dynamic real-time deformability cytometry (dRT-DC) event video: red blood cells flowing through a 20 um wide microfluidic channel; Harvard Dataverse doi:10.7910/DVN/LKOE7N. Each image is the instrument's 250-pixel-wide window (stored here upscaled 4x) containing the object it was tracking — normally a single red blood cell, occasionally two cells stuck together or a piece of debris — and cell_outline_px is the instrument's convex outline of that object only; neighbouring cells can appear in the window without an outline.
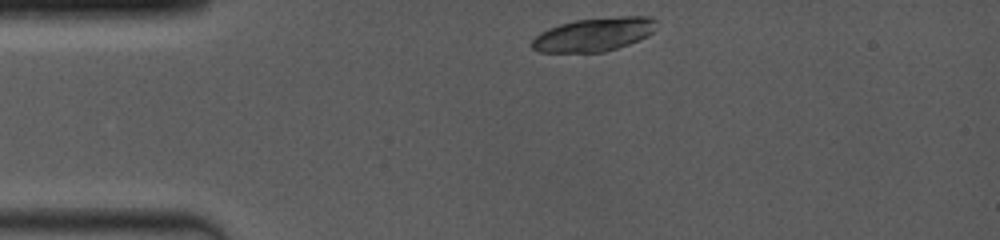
{"species": "common noctule bat (a hibernating species)", "species_latin": "Nyctalus noctula", "temperature_condition": "room temperature", "stored_images_in_passage": 4, "camera_frame_rate_fps": 4000, "um_per_image_px": 0.085, "animal": {"sex": "female", "body_mass_g": 19.0, "forearm_length_mm": 53.3}, "frame": {"image": 1, "passage_image": 1, "time_ms": 0.0, "image_size_px": [1000, 240], "cell_outline_px": [[656, 28], [648, 36], [628, 44], [604, 52], [540, 52], [532, 48], [532, 40], [540, 32], [548, 28], [560, 24], [576, 20], [620, 16], [652, 16], [656, 20]], "centroid_in_image_um": [50.5, 2.92], "position_along_channel_um": 34.5, "area_um2": 24.33}}